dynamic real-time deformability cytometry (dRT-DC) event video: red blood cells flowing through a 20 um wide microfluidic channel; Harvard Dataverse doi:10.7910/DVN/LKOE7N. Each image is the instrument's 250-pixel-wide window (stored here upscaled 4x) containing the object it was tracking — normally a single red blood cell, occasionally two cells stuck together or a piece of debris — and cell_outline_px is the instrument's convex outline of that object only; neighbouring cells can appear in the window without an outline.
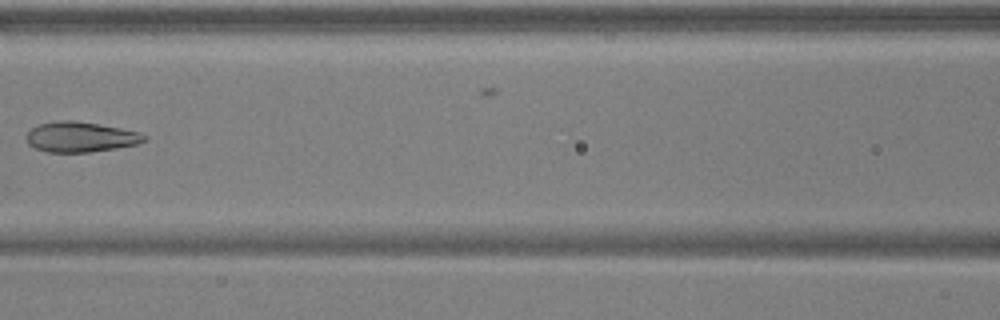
{"species": "common noctule bat (a hibernating species)", "species_latin": "Nyctalus noctula", "temperature_condition": "warm", "stored_images_in_passage": 3, "camera_frame_rate_fps": 3000, "um_per_image_px": 0.085, "animal": {"sex": "male", "body_mass_g": 17.9, "forearm_length_mm": 54.2}, "frame": {"image": 1, "passage_image": 3, "time_ms": 0.667, "image_size_px": [1000, 320], "cell_outline_px": [[148, 140], [136, 144], [116, 148], [88, 152], [48, 152], [36, 148], [28, 144], [28, 132], [36, 124], [60, 120], [72, 120], [120, 128], [136, 132], [148, 136]], "centroid_in_image_um": [6.84, 11.64], "position_along_channel_um": 159.8, "area_um2": 20.52}}